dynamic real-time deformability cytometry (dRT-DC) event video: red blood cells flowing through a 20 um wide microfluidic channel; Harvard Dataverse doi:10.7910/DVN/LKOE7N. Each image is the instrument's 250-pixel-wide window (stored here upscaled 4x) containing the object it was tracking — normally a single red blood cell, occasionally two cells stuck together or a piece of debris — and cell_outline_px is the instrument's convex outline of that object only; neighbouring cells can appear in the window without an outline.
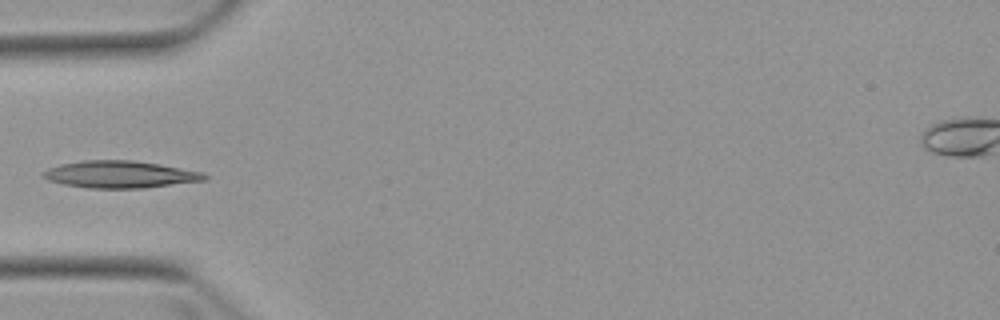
{"species": "Egyptian fruit bat (a non-hibernating species)", "species_latin": "Rousettus aegyptiacus", "temperature_condition": "warm", "stored_images_in_passage": 5, "camera_frame_rate_fps": 3000, "um_per_image_px": 0.085, "animal": {"sex": "female"}, "frame": {"image": 1, "passage_image": 5, "time_ms": 5.333, "image_size_px": [1000, 320], "cell_outline_px": [[208, 180], [144, 188], [88, 188], [64, 184], [48, 180], [40, 176], [40, 172], [48, 168], [60, 164], [84, 160], [132, 160], [160, 164], [204, 172], [208, 176]], "centroid_in_image_um": [10.2, 14.82], "position_along_channel_um": 74.8, "area_um2": 25.72}}